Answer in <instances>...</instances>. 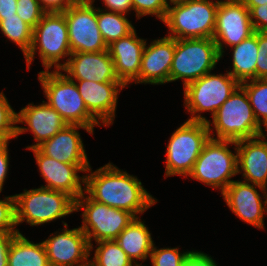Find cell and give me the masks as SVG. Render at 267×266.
Segmentation results:
<instances>
[{"mask_svg": "<svg viewBox=\"0 0 267 266\" xmlns=\"http://www.w3.org/2000/svg\"><path fill=\"white\" fill-rule=\"evenodd\" d=\"M97 24L104 42L110 45L113 41L130 34L135 27L126 14L97 8Z\"/></svg>", "mask_w": 267, "mask_h": 266, "instance_id": "27", "label": "cell"}, {"mask_svg": "<svg viewBox=\"0 0 267 266\" xmlns=\"http://www.w3.org/2000/svg\"><path fill=\"white\" fill-rule=\"evenodd\" d=\"M209 138L207 122L186 121L177 128L166 148L165 178L174 175L187 178Z\"/></svg>", "mask_w": 267, "mask_h": 266, "instance_id": "10", "label": "cell"}, {"mask_svg": "<svg viewBox=\"0 0 267 266\" xmlns=\"http://www.w3.org/2000/svg\"><path fill=\"white\" fill-rule=\"evenodd\" d=\"M17 233H0V266H8L9 247Z\"/></svg>", "mask_w": 267, "mask_h": 266, "instance_id": "42", "label": "cell"}, {"mask_svg": "<svg viewBox=\"0 0 267 266\" xmlns=\"http://www.w3.org/2000/svg\"><path fill=\"white\" fill-rule=\"evenodd\" d=\"M146 41L139 38L134 29L127 36L108 45L116 76L125 86L132 84L139 77Z\"/></svg>", "mask_w": 267, "mask_h": 266, "instance_id": "22", "label": "cell"}, {"mask_svg": "<svg viewBox=\"0 0 267 266\" xmlns=\"http://www.w3.org/2000/svg\"><path fill=\"white\" fill-rule=\"evenodd\" d=\"M0 30L9 41L18 45L24 57L28 54L32 45L33 29L17 13L10 17H0Z\"/></svg>", "mask_w": 267, "mask_h": 266, "instance_id": "28", "label": "cell"}, {"mask_svg": "<svg viewBox=\"0 0 267 266\" xmlns=\"http://www.w3.org/2000/svg\"><path fill=\"white\" fill-rule=\"evenodd\" d=\"M93 259L89 266H136L114 240L95 242Z\"/></svg>", "mask_w": 267, "mask_h": 266, "instance_id": "29", "label": "cell"}, {"mask_svg": "<svg viewBox=\"0 0 267 266\" xmlns=\"http://www.w3.org/2000/svg\"><path fill=\"white\" fill-rule=\"evenodd\" d=\"M17 0H0V17H10L16 14Z\"/></svg>", "mask_w": 267, "mask_h": 266, "instance_id": "43", "label": "cell"}, {"mask_svg": "<svg viewBox=\"0 0 267 266\" xmlns=\"http://www.w3.org/2000/svg\"><path fill=\"white\" fill-rule=\"evenodd\" d=\"M211 122L208 121L210 138L217 140L240 141L243 139L254 138L262 134L261 127L256 120L249 97L245 89L239 85L231 96L221 105L212 116ZM214 132V133H212Z\"/></svg>", "mask_w": 267, "mask_h": 266, "instance_id": "2", "label": "cell"}, {"mask_svg": "<svg viewBox=\"0 0 267 266\" xmlns=\"http://www.w3.org/2000/svg\"><path fill=\"white\" fill-rule=\"evenodd\" d=\"M84 129L89 134L93 132L82 125L67 124L52 138L48 139L37 149L44 155L67 164H89L78 129Z\"/></svg>", "mask_w": 267, "mask_h": 266, "instance_id": "23", "label": "cell"}, {"mask_svg": "<svg viewBox=\"0 0 267 266\" xmlns=\"http://www.w3.org/2000/svg\"><path fill=\"white\" fill-rule=\"evenodd\" d=\"M60 71H64L71 80H89L98 83L121 82L116 76L114 63L108 50L71 53L62 63Z\"/></svg>", "mask_w": 267, "mask_h": 266, "instance_id": "18", "label": "cell"}, {"mask_svg": "<svg viewBox=\"0 0 267 266\" xmlns=\"http://www.w3.org/2000/svg\"><path fill=\"white\" fill-rule=\"evenodd\" d=\"M86 195L83 192L75 200V211L84 210L80 229L85 233L92 252L93 240L95 242L115 240L135 217L130 212L98 203Z\"/></svg>", "mask_w": 267, "mask_h": 266, "instance_id": "11", "label": "cell"}, {"mask_svg": "<svg viewBox=\"0 0 267 266\" xmlns=\"http://www.w3.org/2000/svg\"><path fill=\"white\" fill-rule=\"evenodd\" d=\"M8 266H50L44 244L17 233L9 247Z\"/></svg>", "mask_w": 267, "mask_h": 266, "instance_id": "26", "label": "cell"}, {"mask_svg": "<svg viewBox=\"0 0 267 266\" xmlns=\"http://www.w3.org/2000/svg\"><path fill=\"white\" fill-rule=\"evenodd\" d=\"M85 174V193L101 204L130 212L135 218L157 202L141 181L112 163Z\"/></svg>", "mask_w": 267, "mask_h": 266, "instance_id": "1", "label": "cell"}, {"mask_svg": "<svg viewBox=\"0 0 267 266\" xmlns=\"http://www.w3.org/2000/svg\"><path fill=\"white\" fill-rule=\"evenodd\" d=\"M114 241H116L136 266H143L137 260L145 261L148 257L150 258L154 245L147 225L139 217H136Z\"/></svg>", "mask_w": 267, "mask_h": 266, "instance_id": "24", "label": "cell"}, {"mask_svg": "<svg viewBox=\"0 0 267 266\" xmlns=\"http://www.w3.org/2000/svg\"><path fill=\"white\" fill-rule=\"evenodd\" d=\"M264 133L236 142L237 174H242V181L267 189V135Z\"/></svg>", "mask_w": 267, "mask_h": 266, "instance_id": "21", "label": "cell"}, {"mask_svg": "<svg viewBox=\"0 0 267 266\" xmlns=\"http://www.w3.org/2000/svg\"><path fill=\"white\" fill-rule=\"evenodd\" d=\"M219 0H187L168 6L162 21L174 39L212 38Z\"/></svg>", "mask_w": 267, "mask_h": 266, "instance_id": "4", "label": "cell"}, {"mask_svg": "<svg viewBox=\"0 0 267 266\" xmlns=\"http://www.w3.org/2000/svg\"><path fill=\"white\" fill-rule=\"evenodd\" d=\"M185 266H217V264L209 254L195 250L190 255Z\"/></svg>", "mask_w": 267, "mask_h": 266, "instance_id": "41", "label": "cell"}, {"mask_svg": "<svg viewBox=\"0 0 267 266\" xmlns=\"http://www.w3.org/2000/svg\"><path fill=\"white\" fill-rule=\"evenodd\" d=\"M65 15L71 53L108 50L97 24V8L91 0H78Z\"/></svg>", "mask_w": 267, "mask_h": 266, "instance_id": "12", "label": "cell"}, {"mask_svg": "<svg viewBox=\"0 0 267 266\" xmlns=\"http://www.w3.org/2000/svg\"><path fill=\"white\" fill-rule=\"evenodd\" d=\"M34 153L39 172L46 182L41 187L61 191L74 200L85 192V175L79 176V172H85L90 164H67L57 161L42 154L37 148L29 149Z\"/></svg>", "mask_w": 267, "mask_h": 266, "instance_id": "16", "label": "cell"}, {"mask_svg": "<svg viewBox=\"0 0 267 266\" xmlns=\"http://www.w3.org/2000/svg\"><path fill=\"white\" fill-rule=\"evenodd\" d=\"M16 223L38 226L75 212V200L68 194L41 187L15 194Z\"/></svg>", "mask_w": 267, "mask_h": 266, "instance_id": "6", "label": "cell"}, {"mask_svg": "<svg viewBox=\"0 0 267 266\" xmlns=\"http://www.w3.org/2000/svg\"><path fill=\"white\" fill-rule=\"evenodd\" d=\"M233 144L235 152L229 149ZM236 147L235 141L209 138L188 177L212 189L218 188L222 193L234 181L231 178L237 175Z\"/></svg>", "mask_w": 267, "mask_h": 266, "instance_id": "8", "label": "cell"}, {"mask_svg": "<svg viewBox=\"0 0 267 266\" xmlns=\"http://www.w3.org/2000/svg\"><path fill=\"white\" fill-rule=\"evenodd\" d=\"M46 12H63L78 0H38Z\"/></svg>", "mask_w": 267, "mask_h": 266, "instance_id": "39", "label": "cell"}, {"mask_svg": "<svg viewBox=\"0 0 267 266\" xmlns=\"http://www.w3.org/2000/svg\"><path fill=\"white\" fill-rule=\"evenodd\" d=\"M179 248H160L153 245L150 260L152 266H185L194 250L179 252Z\"/></svg>", "mask_w": 267, "mask_h": 266, "instance_id": "31", "label": "cell"}, {"mask_svg": "<svg viewBox=\"0 0 267 266\" xmlns=\"http://www.w3.org/2000/svg\"><path fill=\"white\" fill-rule=\"evenodd\" d=\"M246 7H255L267 4V0H242Z\"/></svg>", "mask_w": 267, "mask_h": 266, "instance_id": "44", "label": "cell"}, {"mask_svg": "<svg viewBox=\"0 0 267 266\" xmlns=\"http://www.w3.org/2000/svg\"><path fill=\"white\" fill-rule=\"evenodd\" d=\"M75 81L88 112L103 126L114 123L118 93L126 86L122 82L98 83L89 80ZM77 81V82H76Z\"/></svg>", "mask_w": 267, "mask_h": 266, "instance_id": "19", "label": "cell"}, {"mask_svg": "<svg viewBox=\"0 0 267 266\" xmlns=\"http://www.w3.org/2000/svg\"><path fill=\"white\" fill-rule=\"evenodd\" d=\"M256 187L262 191L263 196ZM221 194L232 213L245 223L264 230L267 189L249 182L234 180Z\"/></svg>", "mask_w": 267, "mask_h": 266, "instance_id": "15", "label": "cell"}, {"mask_svg": "<svg viewBox=\"0 0 267 266\" xmlns=\"http://www.w3.org/2000/svg\"><path fill=\"white\" fill-rule=\"evenodd\" d=\"M95 2V0H91ZM105 7L104 10H110L122 14H129V11L133 10L132 0H102Z\"/></svg>", "mask_w": 267, "mask_h": 266, "instance_id": "40", "label": "cell"}, {"mask_svg": "<svg viewBox=\"0 0 267 266\" xmlns=\"http://www.w3.org/2000/svg\"><path fill=\"white\" fill-rule=\"evenodd\" d=\"M38 51L45 71L53 66L56 70L62 68V59L69 58L71 49L69 46L68 28L65 15L62 12H46L38 24L33 28L32 45L25 56L27 70L34 61Z\"/></svg>", "mask_w": 267, "mask_h": 266, "instance_id": "5", "label": "cell"}, {"mask_svg": "<svg viewBox=\"0 0 267 266\" xmlns=\"http://www.w3.org/2000/svg\"><path fill=\"white\" fill-rule=\"evenodd\" d=\"M254 32L249 10L242 0H219L212 38L221 58L225 47L238 45Z\"/></svg>", "mask_w": 267, "mask_h": 266, "instance_id": "13", "label": "cell"}, {"mask_svg": "<svg viewBox=\"0 0 267 266\" xmlns=\"http://www.w3.org/2000/svg\"><path fill=\"white\" fill-rule=\"evenodd\" d=\"M16 123L26 124L27 127H16V138L20 134L31 131L36 144L29 145L26 149H34L52 138L67 122L47 102L42 101L39 105L29 103L17 113Z\"/></svg>", "mask_w": 267, "mask_h": 266, "instance_id": "17", "label": "cell"}, {"mask_svg": "<svg viewBox=\"0 0 267 266\" xmlns=\"http://www.w3.org/2000/svg\"><path fill=\"white\" fill-rule=\"evenodd\" d=\"M232 69L228 72L240 84L256 79V61L258 53V32L238 45L232 46Z\"/></svg>", "mask_w": 267, "mask_h": 266, "instance_id": "25", "label": "cell"}, {"mask_svg": "<svg viewBox=\"0 0 267 266\" xmlns=\"http://www.w3.org/2000/svg\"><path fill=\"white\" fill-rule=\"evenodd\" d=\"M247 8L254 31L267 32V4Z\"/></svg>", "mask_w": 267, "mask_h": 266, "instance_id": "37", "label": "cell"}, {"mask_svg": "<svg viewBox=\"0 0 267 266\" xmlns=\"http://www.w3.org/2000/svg\"><path fill=\"white\" fill-rule=\"evenodd\" d=\"M132 4L137 19L147 15H155L156 18L163 21L168 9L165 0H132Z\"/></svg>", "mask_w": 267, "mask_h": 266, "instance_id": "35", "label": "cell"}, {"mask_svg": "<svg viewBox=\"0 0 267 266\" xmlns=\"http://www.w3.org/2000/svg\"><path fill=\"white\" fill-rule=\"evenodd\" d=\"M267 78V32H258L256 79Z\"/></svg>", "mask_w": 267, "mask_h": 266, "instance_id": "36", "label": "cell"}, {"mask_svg": "<svg viewBox=\"0 0 267 266\" xmlns=\"http://www.w3.org/2000/svg\"><path fill=\"white\" fill-rule=\"evenodd\" d=\"M52 233L44 244L50 266H89L90 244L85 233L78 228Z\"/></svg>", "mask_w": 267, "mask_h": 266, "instance_id": "14", "label": "cell"}, {"mask_svg": "<svg viewBox=\"0 0 267 266\" xmlns=\"http://www.w3.org/2000/svg\"><path fill=\"white\" fill-rule=\"evenodd\" d=\"M17 112L12 109L6 96L0 92V137L3 140L16 138Z\"/></svg>", "mask_w": 267, "mask_h": 266, "instance_id": "32", "label": "cell"}, {"mask_svg": "<svg viewBox=\"0 0 267 266\" xmlns=\"http://www.w3.org/2000/svg\"><path fill=\"white\" fill-rule=\"evenodd\" d=\"M220 59L213 38L175 39L169 83L182 79L185 87L210 73Z\"/></svg>", "mask_w": 267, "mask_h": 266, "instance_id": "7", "label": "cell"}, {"mask_svg": "<svg viewBox=\"0 0 267 266\" xmlns=\"http://www.w3.org/2000/svg\"><path fill=\"white\" fill-rule=\"evenodd\" d=\"M239 85L227 71L218 75L210 72L183 87L184 105L191 115L187 121L208 122L201 113L209 111L213 116Z\"/></svg>", "mask_w": 267, "mask_h": 266, "instance_id": "9", "label": "cell"}, {"mask_svg": "<svg viewBox=\"0 0 267 266\" xmlns=\"http://www.w3.org/2000/svg\"><path fill=\"white\" fill-rule=\"evenodd\" d=\"M16 210L14 195L0 199V233H20L15 227Z\"/></svg>", "mask_w": 267, "mask_h": 266, "instance_id": "33", "label": "cell"}, {"mask_svg": "<svg viewBox=\"0 0 267 266\" xmlns=\"http://www.w3.org/2000/svg\"><path fill=\"white\" fill-rule=\"evenodd\" d=\"M9 140H3L0 143V193L2 192L7 172L9 170V153L8 144Z\"/></svg>", "mask_w": 267, "mask_h": 266, "instance_id": "38", "label": "cell"}, {"mask_svg": "<svg viewBox=\"0 0 267 266\" xmlns=\"http://www.w3.org/2000/svg\"><path fill=\"white\" fill-rule=\"evenodd\" d=\"M17 14L32 29L42 19L46 11L41 7L38 0H17Z\"/></svg>", "mask_w": 267, "mask_h": 266, "instance_id": "34", "label": "cell"}, {"mask_svg": "<svg viewBox=\"0 0 267 266\" xmlns=\"http://www.w3.org/2000/svg\"><path fill=\"white\" fill-rule=\"evenodd\" d=\"M187 0H165L166 4L168 6L172 5V4H176V3H182V2H185Z\"/></svg>", "mask_w": 267, "mask_h": 266, "instance_id": "45", "label": "cell"}, {"mask_svg": "<svg viewBox=\"0 0 267 266\" xmlns=\"http://www.w3.org/2000/svg\"><path fill=\"white\" fill-rule=\"evenodd\" d=\"M175 52V39L164 36L145 45L142 54L139 77L136 84H166L169 83V73Z\"/></svg>", "mask_w": 267, "mask_h": 266, "instance_id": "20", "label": "cell"}, {"mask_svg": "<svg viewBox=\"0 0 267 266\" xmlns=\"http://www.w3.org/2000/svg\"><path fill=\"white\" fill-rule=\"evenodd\" d=\"M38 80L43 88L47 103L54 108L67 124H77L94 132L95 126H101L86 108L75 81L69 79L60 70L40 71Z\"/></svg>", "mask_w": 267, "mask_h": 266, "instance_id": "3", "label": "cell"}, {"mask_svg": "<svg viewBox=\"0 0 267 266\" xmlns=\"http://www.w3.org/2000/svg\"><path fill=\"white\" fill-rule=\"evenodd\" d=\"M246 91L259 125L267 128V78L253 79L240 84Z\"/></svg>", "mask_w": 267, "mask_h": 266, "instance_id": "30", "label": "cell"}]
</instances>
